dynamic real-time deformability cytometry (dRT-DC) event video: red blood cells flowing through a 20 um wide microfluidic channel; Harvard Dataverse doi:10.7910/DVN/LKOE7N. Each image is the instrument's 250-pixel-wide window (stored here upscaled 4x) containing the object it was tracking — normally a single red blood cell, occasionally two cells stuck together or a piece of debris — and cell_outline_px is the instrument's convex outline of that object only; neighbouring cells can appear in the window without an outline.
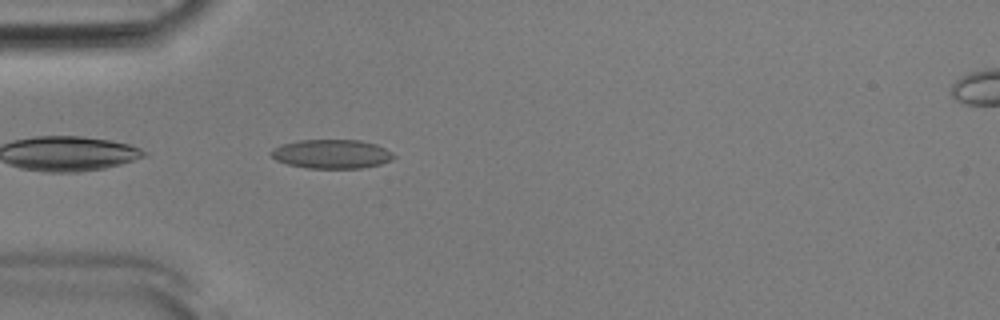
{"species": "Egyptian fruit bat (a non-hibernating species)", "species_latin": "Rousettus aegyptiacus", "temperature_condition": "room temperature", "stored_images_in_passage": 35, "camera_frame_rate_fps": 3000, "um_per_image_px": 0.085, "animal": {"sex": "male"}, "frame": {"image": 1, "passage_image": 2, "time_ms": 0.333, "image_size_px": [1000, 320], "cell_outline_px": [[396, 156], [380, 164], [360, 168], [308, 168], [288, 164], [276, 160], [268, 152], [272, 148], [280, 144], [300, 140], [360, 140], [376, 144], [392, 152]], "centroid_in_image_um": [28.14, 13.08], "position_along_channel_um": 56.9, "area_um2": 20.69}}
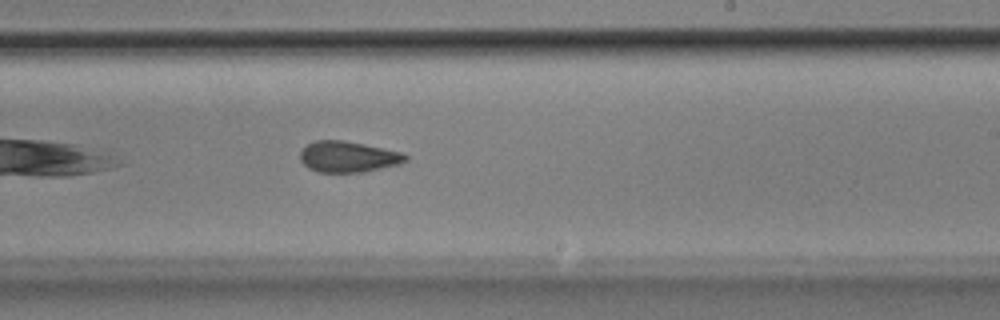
{"frame": {"image": 2, "passage_image": 18, "time_ms": 5.667, "image_size_px": [1000, 320], "cell_outline_px": [[408, 160], [400, 164], [364, 172], [316, 172], [308, 168], [300, 160], [300, 152], [308, 144], [316, 140], [344, 140], [404, 152], [408, 156]], "centroid_in_image_um": [29.62, 13.32], "position_along_channel_um": 259.4, "area_um2": 19.19}}
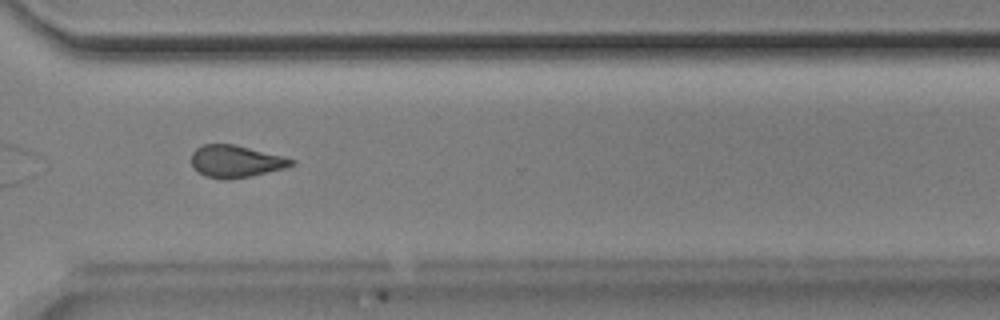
{"frame": {"image": 3, "passage_image": 25, "time_ms": 8.0, "image_size_px": [1000, 320], "cell_outline_px": [[296, 164], [284, 168], [248, 176], [224, 180], [204, 176], [192, 168], [192, 152], [196, 148], [204, 144], [236, 144], [284, 156], [296, 160]], "centroid_in_image_um": [20.03, 13.7], "position_along_channel_um": 350.6, "area_um2": 18.84}, "authors_computed_cell_mechanics": {"area_um2": 19.363, "velocity_mm_per_s": 3.902, "shape_relaxation_time_tau1_ms": 8.1517, "shape_relaxation_time_tau2_ms": 2.6842, "deformation_change_tau1": 0.1503, "deformation_change_tau2": 0.0941}}